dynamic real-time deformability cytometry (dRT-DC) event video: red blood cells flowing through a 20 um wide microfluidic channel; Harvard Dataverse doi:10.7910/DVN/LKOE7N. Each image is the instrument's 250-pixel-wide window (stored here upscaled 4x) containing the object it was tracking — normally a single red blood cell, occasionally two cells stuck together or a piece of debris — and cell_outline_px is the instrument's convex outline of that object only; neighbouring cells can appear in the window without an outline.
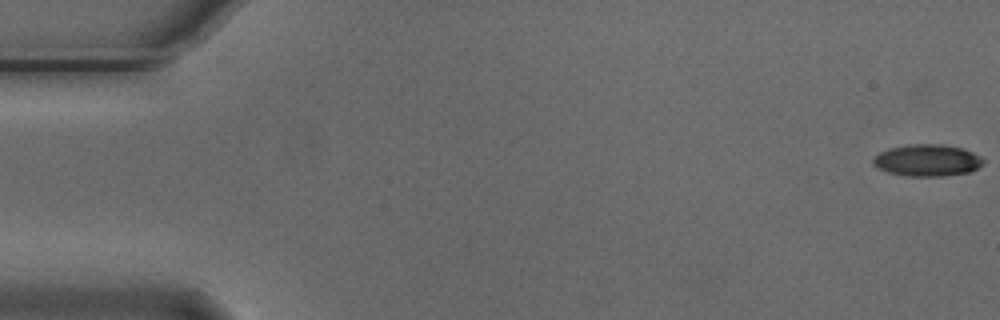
{"species": "Egyptian fruit bat (a non-hibernating species)", "species_latin": "Rousettus aegyptiacus", "temperature_condition": "cold", "stored_images_in_passage": 55, "camera_frame_rate_fps": 3000, "um_per_image_px": 0.085, "animal": {"sex": "male"}, "frame": {"image": 1, "passage_image": 1, "time_ms": 0.0, "image_size_px": [1000, 320], "cell_outline_px": [[984, 164], [972, 172], [940, 176], [908, 176], [888, 172], [872, 164], [872, 160], [880, 152], [892, 148], [912, 144], [940, 144], [960, 148], [972, 152], [980, 156], [984, 160]], "centroid_in_image_um": [78.86, 13.64], "position_along_channel_um": 6.1, "area_um2": 20.23}}
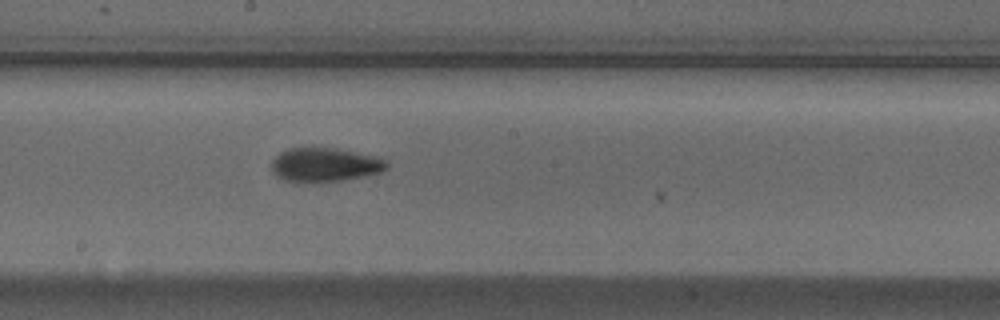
{"frame": {"image": 2, "passage_image": 30, "time_ms": 9.667, "image_size_px": [1000, 320], "cell_outline_px": [[388, 168], [380, 172], [340, 180], [284, 180], [276, 176], [272, 168], [272, 160], [280, 152], [288, 148], [336, 148], [372, 156], [384, 160], [388, 164]], "centroid_in_image_um": [27.58, 13.97], "position_along_channel_um": 220.6, "area_um2": 21.85}}
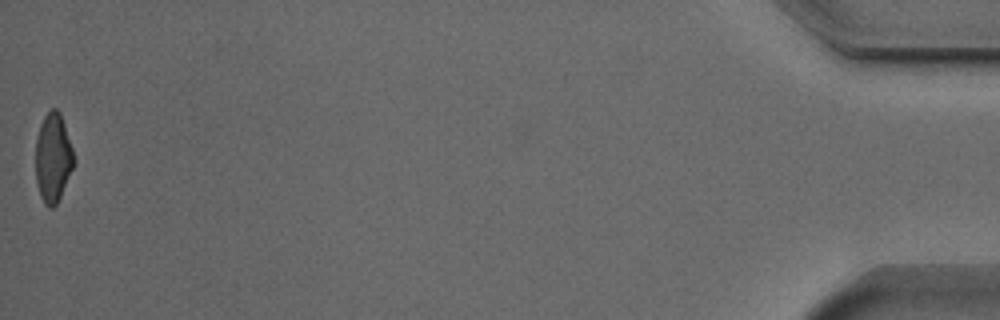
{"frame": {"image": 3, "passage_image": 55, "time_ms": 18.0, "image_size_px": [1000, 320], "cell_outline_px": [[72, 168], [60, 196], [56, 204], [52, 208], [48, 208], [44, 204], [40, 196], [36, 180], [36, 140], [40, 124], [44, 116], [52, 108], [56, 108], [60, 112], [72, 148]], "centroid_in_image_um": [4.47, 13.41], "position_along_channel_um": 430.7, "area_um2": 19.36}, "authors_computed_cell_mechanics": {"area_um2": 21.2704, "velocity_mm_per_s": 3.7562, "shape_relaxation_time_tau1_ms": 3.7826, "shape_relaxation_time_tau2_ms": 3.1476, "deformation_change_tau1": 0.1352, "deformation_change_tau2": 0.105}}